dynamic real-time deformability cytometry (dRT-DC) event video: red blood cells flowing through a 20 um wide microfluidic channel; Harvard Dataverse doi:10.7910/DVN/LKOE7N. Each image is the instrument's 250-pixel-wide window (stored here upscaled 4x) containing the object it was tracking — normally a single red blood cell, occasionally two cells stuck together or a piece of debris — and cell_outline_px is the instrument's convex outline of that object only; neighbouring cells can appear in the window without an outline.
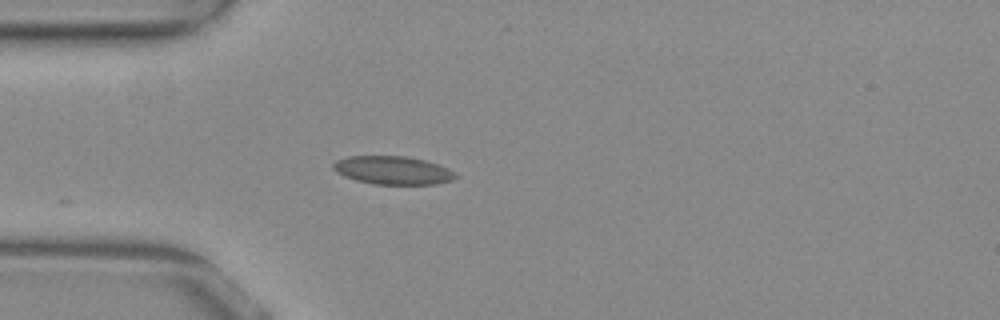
{"species": "common noctule bat (a hibernating species)", "species_latin": "Nyctalus noctula", "temperature_condition": "warm", "stored_images_in_passage": 11, "camera_frame_rate_fps": 3000, "um_per_image_px": 0.085, "animal": {"sex": "female", "body_mass_g": 29.2, "forearm_length_mm": 56.3}, "frame": {"image": 1, "passage_image": 1, "time_ms": 0.0, "image_size_px": [1000, 320], "cell_outline_px": [[456, 176], [452, 180], [436, 184], [376, 184], [356, 180], [344, 176], [336, 172], [332, 168], [332, 164], [336, 160], [348, 156], [404, 156], [424, 160], [440, 164], [456, 172]], "centroid_in_image_um": [33.39, 14.47], "position_along_channel_um": 51.6, "area_um2": 20.17}}
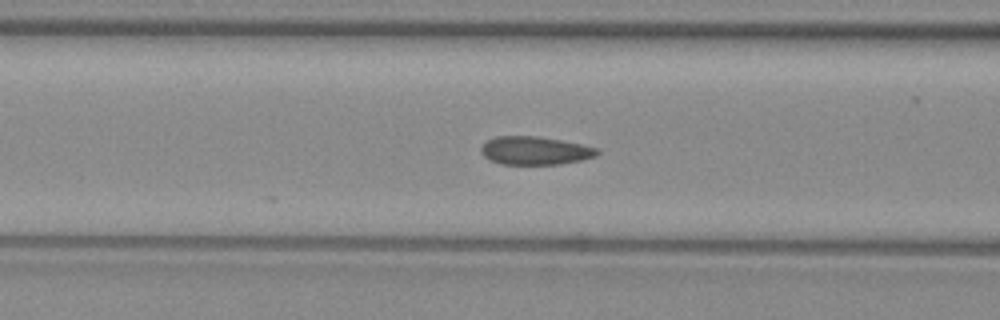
{"frame": {"image": 2, "passage_image": 7, "time_ms": 2.0, "image_size_px": [1000, 320], "cell_outline_px": [[600, 152], [596, 156], [580, 160], [560, 164], [500, 164], [484, 156], [480, 152], [480, 148], [488, 140], [496, 136], [536, 136], [560, 140], [580, 144], [596, 148]], "centroid_in_image_um": [45.45, 12.8], "position_along_channel_um": 121.1, "area_um2": 18.9}}
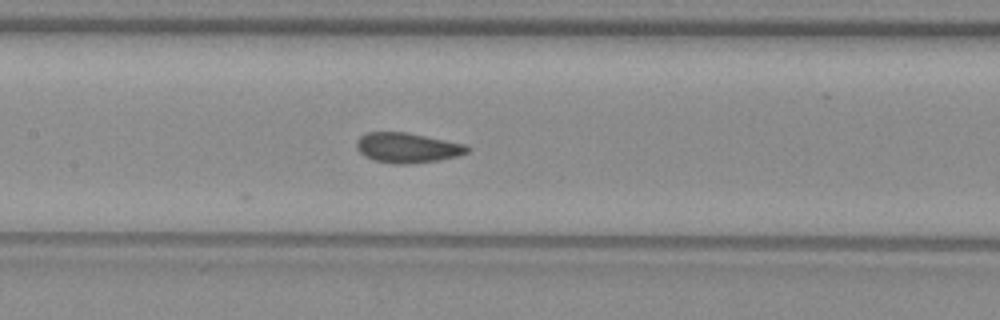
{"frame": {"image": 3, "passage_image": 11, "time_ms": 3.333, "image_size_px": [1000, 320], "cell_outline_px": [[472, 148], [468, 152], [456, 156], [440, 160], [408, 164], [392, 164], [372, 160], [364, 156], [356, 148], [356, 140], [360, 136], [368, 132], [408, 132], [468, 144]], "centroid_in_image_um": [34.64, 12.56], "position_along_channel_um": 172.8, "area_um2": 19.77}}